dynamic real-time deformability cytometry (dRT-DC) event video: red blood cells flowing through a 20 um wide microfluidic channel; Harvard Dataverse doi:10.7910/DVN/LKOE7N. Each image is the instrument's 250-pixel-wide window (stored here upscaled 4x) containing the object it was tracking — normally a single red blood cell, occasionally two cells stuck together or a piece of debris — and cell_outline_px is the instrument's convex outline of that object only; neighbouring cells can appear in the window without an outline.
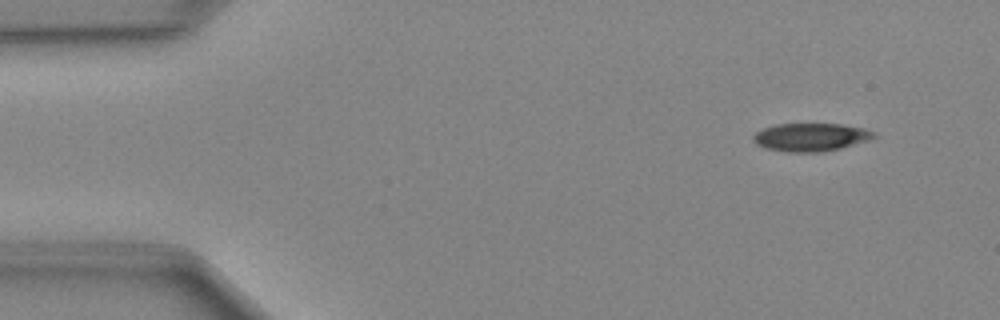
{"species": "Egyptian fruit bat (a non-hibernating species)", "species_latin": "Rousettus aegyptiacus", "temperature_condition": "cold", "stored_images_in_passage": 45, "camera_frame_rate_fps": 3000, "um_per_image_px": 0.085, "animal": {"sex": "female"}, "frame": {"image": 1, "passage_image": 1, "time_ms": 0.0, "image_size_px": [1000, 320], "cell_outline_px": [[876, 136], [872, 140], [840, 148], [820, 152], [788, 152], [764, 148], [756, 144], [752, 140], [752, 136], [756, 132], [764, 128], [776, 124], [840, 124], [864, 128], [876, 132]], "centroid_in_image_um": [68.93, 11.66], "position_along_channel_um": 16.1, "area_um2": 19.88}}
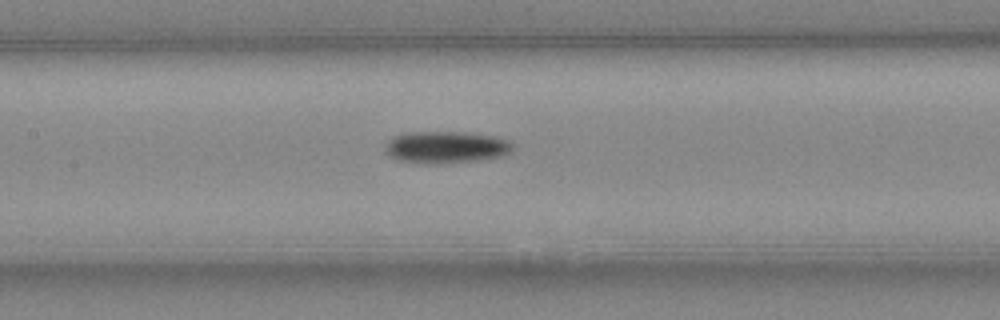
{"frame": {"image": 2, "passage_image": 19, "time_ms": 6.0, "image_size_px": [1000, 320], "cell_outline_px": [[512, 148], [508, 152], [500, 156], [476, 160], [436, 164], [424, 164], [396, 160], [388, 152], [388, 140], [396, 136], [408, 132], [464, 132], [492, 136], [508, 140], [512, 144]], "centroid_in_image_um": [37.9, 12.51], "position_along_channel_um": 169.5, "area_um2": 23.29}}
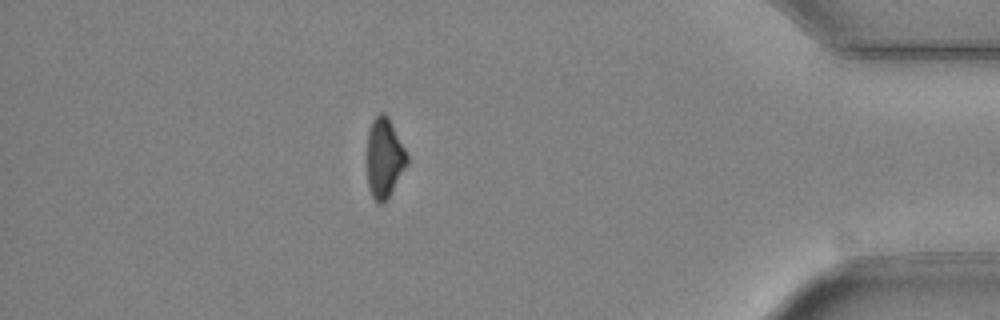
{"frame": {"image": 3, "passage_image": 39, "time_ms": 12.667, "image_size_px": [1000, 320], "cell_outline_px": [[408, 164], [388, 200], [380, 204], [372, 196], [368, 188], [368, 132], [372, 120], [380, 112], [384, 112], [388, 116], [408, 156]], "centroid_in_image_um": [32.68, 13.45], "position_along_channel_um": 402.5, "area_um2": 18.55}}